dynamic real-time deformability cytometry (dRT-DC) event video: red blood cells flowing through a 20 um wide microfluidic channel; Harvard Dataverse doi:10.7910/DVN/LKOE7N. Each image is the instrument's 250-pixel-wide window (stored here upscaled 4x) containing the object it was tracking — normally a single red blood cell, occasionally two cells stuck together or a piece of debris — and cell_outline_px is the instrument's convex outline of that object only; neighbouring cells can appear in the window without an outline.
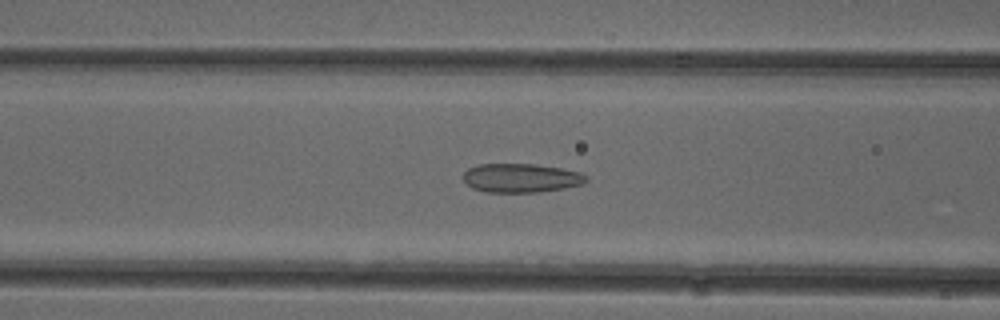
{"species": "common noctule bat (a hibernating species)", "species_latin": "Nyctalus noctula", "temperature_condition": "cold", "stored_images_in_passage": 52, "camera_frame_rate_fps": 3000, "um_per_image_px": 0.085, "animal": {"sex": "female"}, "frame": {"image": 1, "passage_image": 21, "time_ms": 6.667, "image_size_px": [1000, 320], "cell_outline_px": [[588, 180], [584, 184], [564, 188], [540, 192], [484, 192], [472, 188], [460, 176], [468, 168], [476, 164], [536, 164], [560, 168], [580, 172], [588, 176]], "centroid_in_image_um": [44.28, 15.13], "position_along_channel_um": 122.3, "area_um2": 20.98}}
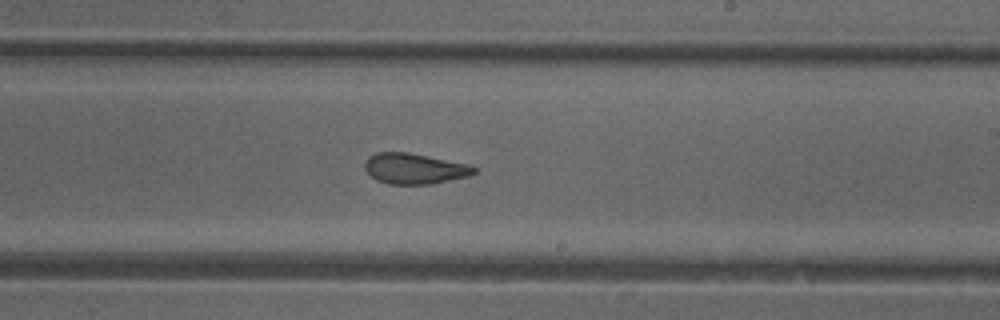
{"frame": {"image": 2, "passage_image": 31, "time_ms": 10.0, "image_size_px": [1000, 320], "cell_outline_px": [[476, 172], [468, 176], [432, 184], [388, 184], [376, 180], [364, 168], [364, 164], [368, 156], [376, 152], [408, 152], [468, 164], [476, 168]], "centroid_in_image_um": [35.21, 14.33], "position_along_channel_um": 253.8, "area_um2": 19.48}}
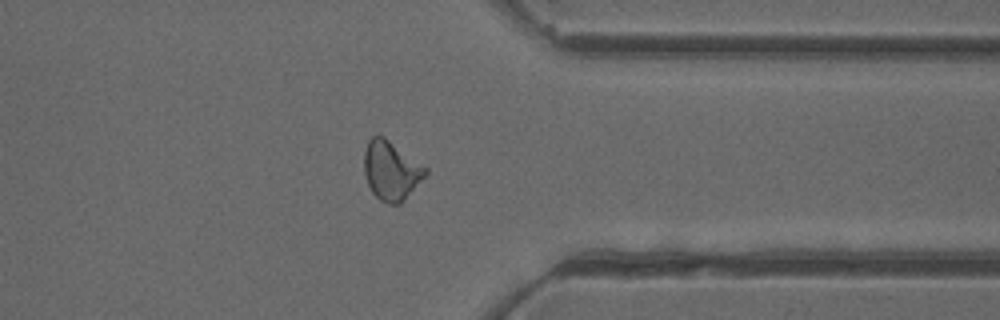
{"frame": {"image": 3, "passage_image": 41, "time_ms": 13.333, "image_size_px": [1000, 320], "cell_outline_px": [[428, 172], [404, 200], [400, 204], [388, 204], [380, 200], [372, 192], [368, 184], [364, 172], [364, 152], [368, 140], [372, 136], [384, 136], [428, 168]], "centroid_in_image_um": [33.24, 14.49], "position_along_channel_um": 378.2, "area_um2": 21.04}, "authors_computed_cell_mechanics": {"area_um2": 21.097, "velocity_mm_per_s": 3.9351, "shape_relaxation_time_tau1_ms": null, "shape_relaxation_time_tau2_ms": 1.5201, "deformation_change_tau1": null, "deformation_change_tau2": 0.0859}}